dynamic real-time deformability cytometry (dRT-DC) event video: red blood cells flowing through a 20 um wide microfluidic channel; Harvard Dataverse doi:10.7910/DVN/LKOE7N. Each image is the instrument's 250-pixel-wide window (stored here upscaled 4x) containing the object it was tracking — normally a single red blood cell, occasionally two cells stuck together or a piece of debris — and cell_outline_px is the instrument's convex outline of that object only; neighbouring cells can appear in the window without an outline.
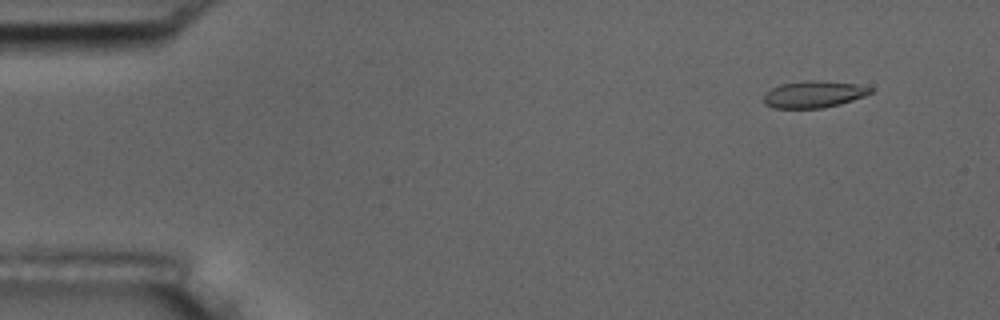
{"species": "common noctule bat (a hibernating species)", "species_latin": "Nyctalus noctula", "temperature_condition": "room temperature", "stored_images_in_passage": 10, "camera_frame_rate_fps": 3000, "um_per_image_px": 0.085, "animal": {"sex": "male", "body_mass_g": 17.5, "forearm_length_mm": 52.3}, "frame": {"image": 1, "passage_image": 2, "time_ms": 1.333, "image_size_px": [1000, 320], "cell_outline_px": [[872, 92], [864, 96], [840, 104], [824, 108], [776, 108], [764, 104], [764, 96], [772, 88], [780, 84], [804, 80], [816, 80], [856, 84], [872, 88]], "centroid_in_image_um": [69.16, 8.01], "position_along_channel_um": 15.8, "area_um2": 16.59}}
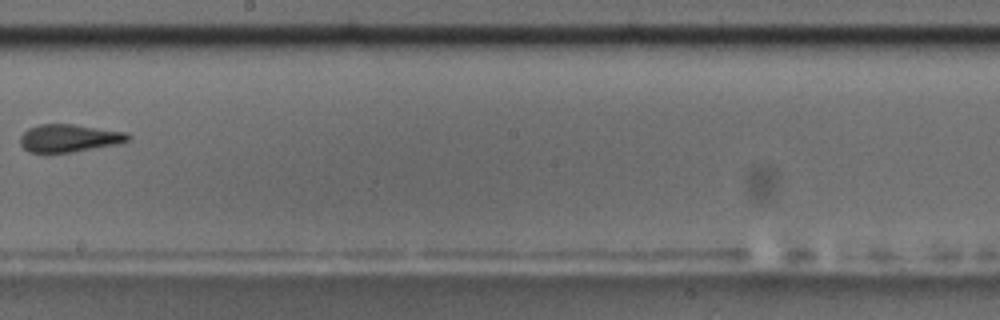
{"frame": {"image": 2, "passage_image": 9, "time_ms": 10.333, "image_size_px": [1000, 320], "cell_outline_px": [[132, 136], [128, 140], [120, 144], [48, 156], [28, 152], [20, 144], [20, 136], [28, 128], [40, 124], [72, 124], [128, 132]], "centroid_in_image_um": [5.85, 11.78], "position_along_channel_um": 242.4, "area_um2": 18.15}}
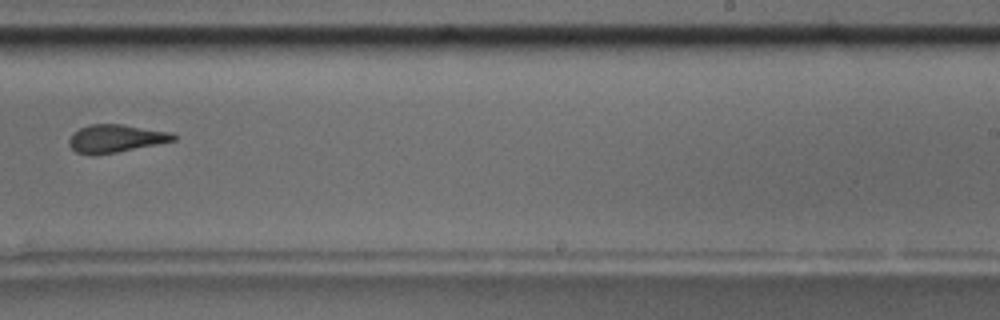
{"frame": {"image": 3, "passage_image": 10, "time_ms": 11.333, "image_size_px": [1000, 320], "cell_outline_px": [[176, 140], [116, 152], [92, 156], [76, 152], [68, 144], [68, 140], [72, 132], [80, 128], [92, 124], [124, 124], [172, 132], [176, 136]], "centroid_in_image_um": [9.8, 11.77], "position_along_channel_um": 279.2, "area_um2": 17.05}}